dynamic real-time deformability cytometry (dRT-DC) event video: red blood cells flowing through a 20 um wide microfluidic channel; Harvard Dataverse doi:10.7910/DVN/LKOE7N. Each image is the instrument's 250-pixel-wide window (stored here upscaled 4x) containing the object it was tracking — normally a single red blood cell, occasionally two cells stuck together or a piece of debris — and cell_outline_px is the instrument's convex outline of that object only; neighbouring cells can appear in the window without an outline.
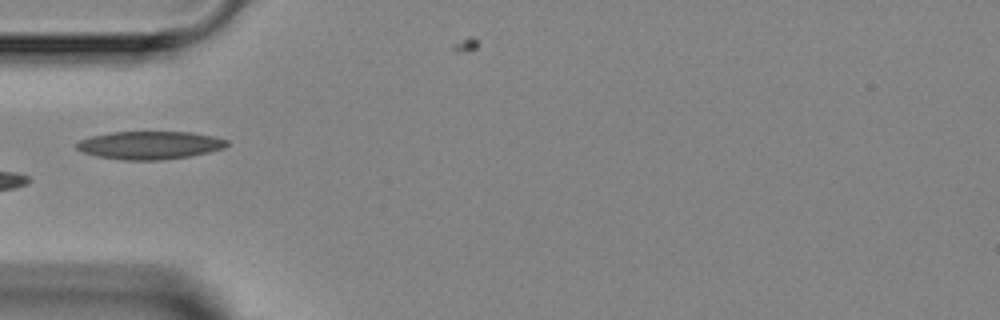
{"species": "Egyptian fruit bat (a non-hibernating species)", "species_latin": "Rousettus aegyptiacus", "temperature_condition": "room temperature", "stored_images_in_passage": 3, "camera_frame_rate_fps": 3000, "um_per_image_px": 0.085, "animal": {"sex": "female"}, "frame": {"image": 1, "passage_image": 3, "time_ms": 3.0, "image_size_px": [1000, 320], "cell_outline_px": [[228, 144], [224, 148], [208, 152], [188, 156], [160, 160], [124, 160], [96, 156], [84, 152], [76, 148], [76, 144], [80, 140], [88, 136], [112, 132], [192, 132], [216, 136], [228, 140]], "centroid_in_image_um": [12.73, 12.33], "position_along_channel_um": 72.3, "area_um2": 24.57}}